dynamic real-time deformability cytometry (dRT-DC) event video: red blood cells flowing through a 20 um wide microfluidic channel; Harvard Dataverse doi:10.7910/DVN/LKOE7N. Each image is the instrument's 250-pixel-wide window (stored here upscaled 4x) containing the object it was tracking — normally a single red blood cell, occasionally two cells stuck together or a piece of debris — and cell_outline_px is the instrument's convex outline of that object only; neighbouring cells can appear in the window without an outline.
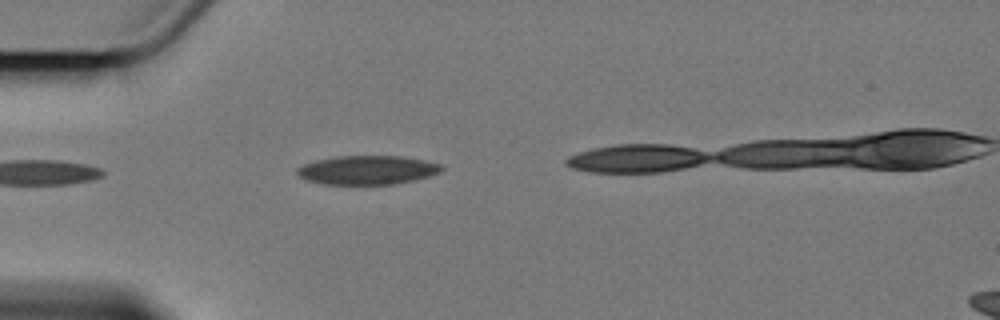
{"species": "Egyptian fruit bat (a non-hibernating species)", "species_latin": "Rousettus aegyptiacus", "temperature_condition": "cold", "stored_images_in_passage": 2, "camera_frame_rate_fps": 3000, "um_per_image_px": 0.085, "animal": {"sex": "female"}, "frame": {"image": 1, "passage_image": 1, "time_ms": 0.0, "image_size_px": [1000, 320], "cell_outline_px": [[444, 168], [440, 172], [428, 176], [412, 180], [392, 184], [324, 184], [304, 180], [296, 172], [296, 168], [304, 164], [316, 160], [336, 156], [400, 156], [424, 160], [444, 164]], "centroid_in_image_um": [31.22, 14.44], "position_along_channel_um": 53.8, "area_um2": 24.33}}